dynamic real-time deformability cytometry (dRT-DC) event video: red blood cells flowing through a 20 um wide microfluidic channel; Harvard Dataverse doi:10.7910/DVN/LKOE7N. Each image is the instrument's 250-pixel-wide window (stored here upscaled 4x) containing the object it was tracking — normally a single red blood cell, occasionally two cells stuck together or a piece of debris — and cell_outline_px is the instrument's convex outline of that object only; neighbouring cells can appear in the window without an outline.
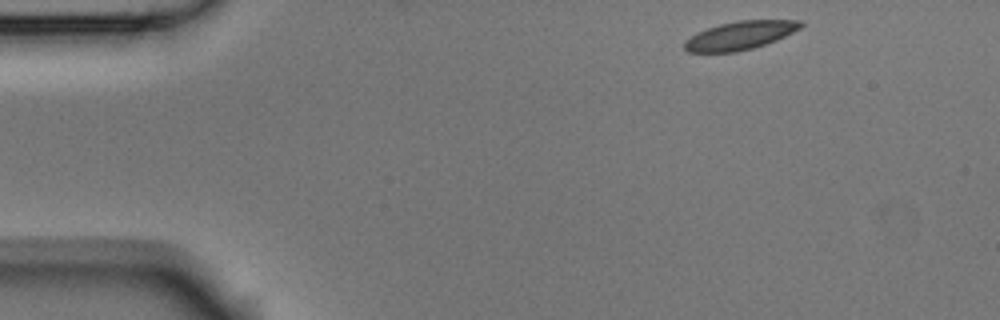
{"species": "Egyptian fruit bat (a non-hibernating species)", "species_latin": "Rousettus aegyptiacus", "temperature_condition": "room temperature", "stored_images_in_passage": 8, "camera_frame_rate_fps": 3000, "um_per_image_px": 0.085, "animal": {"sex": "male"}, "frame": {"image": 1, "passage_image": 1, "time_ms": 0.0, "image_size_px": [1000, 320], "cell_outline_px": [[804, 24], [800, 28], [776, 40], [752, 48], [736, 52], [688, 52], [684, 48], [684, 40], [696, 32], [720, 24], [736, 20], [804, 20]], "centroid_in_image_um": [62.88, 3.0], "position_along_channel_um": 22.1, "area_um2": 19.19}}
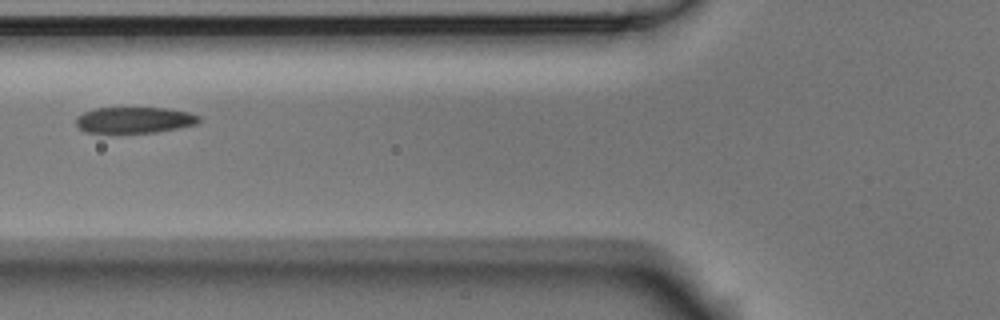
{"frame": {"image": 2, "passage_image": 5, "time_ms": 1.333, "image_size_px": [1000, 320], "cell_outline_px": [[200, 120], [196, 124], [156, 132], [84, 132], [76, 124], [76, 116], [84, 112], [96, 108], [168, 108], [188, 112], [200, 116]], "centroid_in_image_um": [11.42, 10.19], "position_along_channel_um": 114.4, "area_um2": 18.5}}
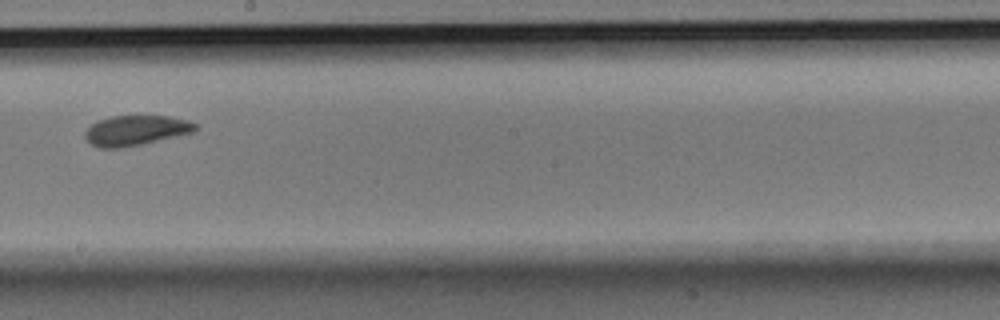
{"frame": {"image": 3, "passage_image": 8, "time_ms": 2.333, "image_size_px": [1000, 320], "cell_outline_px": [[196, 132], [140, 144], [120, 148], [100, 148], [92, 144], [84, 136], [84, 132], [96, 120], [112, 116], [168, 116], [188, 120], [196, 124]], "centroid_in_image_um": [11.54, 11.08], "position_along_channel_um": 236.7, "area_um2": 19.25}}